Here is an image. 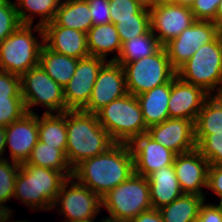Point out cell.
Returning <instances> with one entry per match:
<instances>
[{
    "label": "cell",
    "mask_w": 222,
    "mask_h": 222,
    "mask_svg": "<svg viewBox=\"0 0 222 222\" xmlns=\"http://www.w3.org/2000/svg\"><path fill=\"white\" fill-rule=\"evenodd\" d=\"M162 45L152 33L151 28L138 37H133L122 43L121 51L115 62L127 64L153 55Z\"/></svg>",
    "instance_id": "f546056e"
},
{
    "label": "cell",
    "mask_w": 222,
    "mask_h": 222,
    "mask_svg": "<svg viewBox=\"0 0 222 222\" xmlns=\"http://www.w3.org/2000/svg\"><path fill=\"white\" fill-rule=\"evenodd\" d=\"M128 94L123 67L115 62L105 63L97 76L87 106L83 111L96 114L113 100Z\"/></svg>",
    "instance_id": "4fadbf2b"
},
{
    "label": "cell",
    "mask_w": 222,
    "mask_h": 222,
    "mask_svg": "<svg viewBox=\"0 0 222 222\" xmlns=\"http://www.w3.org/2000/svg\"><path fill=\"white\" fill-rule=\"evenodd\" d=\"M173 166L183 193L205 196L209 162L197 149L176 155Z\"/></svg>",
    "instance_id": "ac0fdd59"
},
{
    "label": "cell",
    "mask_w": 222,
    "mask_h": 222,
    "mask_svg": "<svg viewBox=\"0 0 222 222\" xmlns=\"http://www.w3.org/2000/svg\"><path fill=\"white\" fill-rule=\"evenodd\" d=\"M106 60L88 56L78 60L74 76L63 88L66 110H83L90 99L94 83Z\"/></svg>",
    "instance_id": "7c38bea8"
},
{
    "label": "cell",
    "mask_w": 222,
    "mask_h": 222,
    "mask_svg": "<svg viewBox=\"0 0 222 222\" xmlns=\"http://www.w3.org/2000/svg\"><path fill=\"white\" fill-rule=\"evenodd\" d=\"M21 25L15 3L11 0L0 3V43Z\"/></svg>",
    "instance_id": "d590c367"
},
{
    "label": "cell",
    "mask_w": 222,
    "mask_h": 222,
    "mask_svg": "<svg viewBox=\"0 0 222 222\" xmlns=\"http://www.w3.org/2000/svg\"><path fill=\"white\" fill-rule=\"evenodd\" d=\"M58 204L61 206L57 210L66 219L63 222L92 219L102 210L101 198L88 187L74 182L73 177L68 178L61 186L52 210Z\"/></svg>",
    "instance_id": "30bf717a"
},
{
    "label": "cell",
    "mask_w": 222,
    "mask_h": 222,
    "mask_svg": "<svg viewBox=\"0 0 222 222\" xmlns=\"http://www.w3.org/2000/svg\"><path fill=\"white\" fill-rule=\"evenodd\" d=\"M38 140L50 146H57L64 154L67 146L65 112L38 115Z\"/></svg>",
    "instance_id": "4316f807"
},
{
    "label": "cell",
    "mask_w": 222,
    "mask_h": 222,
    "mask_svg": "<svg viewBox=\"0 0 222 222\" xmlns=\"http://www.w3.org/2000/svg\"><path fill=\"white\" fill-rule=\"evenodd\" d=\"M215 24L222 27V0L220 1L215 14Z\"/></svg>",
    "instance_id": "7dc6e473"
},
{
    "label": "cell",
    "mask_w": 222,
    "mask_h": 222,
    "mask_svg": "<svg viewBox=\"0 0 222 222\" xmlns=\"http://www.w3.org/2000/svg\"><path fill=\"white\" fill-rule=\"evenodd\" d=\"M195 142L209 165L222 166V134H195Z\"/></svg>",
    "instance_id": "1f68e13d"
},
{
    "label": "cell",
    "mask_w": 222,
    "mask_h": 222,
    "mask_svg": "<svg viewBox=\"0 0 222 222\" xmlns=\"http://www.w3.org/2000/svg\"><path fill=\"white\" fill-rule=\"evenodd\" d=\"M176 76L185 82L201 87L209 95L213 92L215 95L221 92L222 38L220 34L212 42L203 44L176 70Z\"/></svg>",
    "instance_id": "5b68a950"
},
{
    "label": "cell",
    "mask_w": 222,
    "mask_h": 222,
    "mask_svg": "<svg viewBox=\"0 0 222 222\" xmlns=\"http://www.w3.org/2000/svg\"><path fill=\"white\" fill-rule=\"evenodd\" d=\"M26 113L24 100H0V127L21 119Z\"/></svg>",
    "instance_id": "74e56055"
},
{
    "label": "cell",
    "mask_w": 222,
    "mask_h": 222,
    "mask_svg": "<svg viewBox=\"0 0 222 222\" xmlns=\"http://www.w3.org/2000/svg\"><path fill=\"white\" fill-rule=\"evenodd\" d=\"M96 222H119V221L107 216L106 218H104V219H102L100 221H96Z\"/></svg>",
    "instance_id": "681fc988"
},
{
    "label": "cell",
    "mask_w": 222,
    "mask_h": 222,
    "mask_svg": "<svg viewBox=\"0 0 222 222\" xmlns=\"http://www.w3.org/2000/svg\"><path fill=\"white\" fill-rule=\"evenodd\" d=\"M6 134H5V127H0V161L5 160L2 155L5 153L6 147Z\"/></svg>",
    "instance_id": "f6af8a7d"
},
{
    "label": "cell",
    "mask_w": 222,
    "mask_h": 222,
    "mask_svg": "<svg viewBox=\"0 0 222 222\" xmlns=\"http://www.w3.org/2000/svg\"><path fill=\"white\" fill-rule=\"evenodd\" d=\"M170 93L171 81L136 96L147 127L170 118L168 110Z\"/></svg>",
    "instance_id": "7402d4cb"
},
{
    "label": "cell",
    "mask_w": 222,
    "mask_h": 222,
    "mask_svg": "<svg viewBox=\"0 0 222 222\" xmlns=\"http://www.w3.org/2000/svg\"><path fill=\"white\" fill-rule=\"evenodd\" d=\"M221 0H195L191 11L195 20L213 21Z\"/></svg>",
    "instance_id": "f35d334b"
},
{
    "label": "cell",
    "mask_w": 222,
    "mask_h": 222,
    "mask_svg": "<svg viewBox=\"0 0 222 222\" xmlns=\"http://www.w3.org/2000/svg\"><path fill=\"white\" fill-rule=\"evenodd\" d=\"M21 25L0 43V70L22 76L39 65V54L44 44V29L35 24ZM38 32L41 42L34 37Z\"/></svg>",
    "instance_id": "8992f818"
},
{
    "label": "cell",
    "mask_w": 222,
    "mask_h": 222,
    "mask_svg": "<svg viewBox=\"0 0 222 222\" xmlns=\"http://www.w3.org/2000/svg\"><path fill=\"white\" fill-rule=\"evenodd\" d=\"M68 178L57 170L20 164L15 180L14 195L17 200L36 210H51L61 186Z\"/></svg>",
    "instance_id": "3957f363"
},
{
    "label": "cell",
    "mask_w": 222,
    "mask_h": 222,
    "mask_svg": "<svg viewBox=\"0 0 222 222\" xmlns=\"http://www.w3.org/2000/svg\"><path fill=\"white\" fill-rule=\"evenodd\" d=\"M195 134H222V100L209 95L194 123Z\"/></svg>",
    "instance_id": "4dcf8cb0"
},
{
    "label": "cell",
    "mask_w": 222,
    "mask_h": 222,
    "mask_svg": "<svg viewBox=\"0 0 222 222\" xmlns=\"http://www.w3.org/2000/svg\"><path fill=\"white\" fill-rule=\"evenodd\" d=\"M220 211H221V213H222V196H220V202L217 204V205H215Z\"/></svg>",
    "instance_id": "816d5d0a"
},
{
    "label": "cell",
    "mask_w": 222,
    "mask_h": 222,
    "mask_svg": "<svg viewBox=\"0 0 222 222\" xmlns=\"http://www.w3.org/2000/svg\"><path fill=\"white\" fill-rule=\"evenodd\" d=\"M138 1L149 8V3L151 2V0H138Z\"/></svg>",
    "instance_id": "f907efd6"
},
{
    "label": "cell",
    "mask_w": 222,
    "mask_h": 222,
    "mask_svg": "<svg viewBox=\"0 0 222 222\" xmlns=\"http://www.w3.org/2000/svg\"><path fill=\"white\" fill-rule=\"evenodd\" d=\"M134 158V173L148 177L168 165H173L176 154L154 141L146 133L136 137L130 144Z\"/></svg>",
    "instance_id": "2e32d148"
},
{
    "label": "cell",
    "mask_w": 222,
    "mask_h": 222,
    "mask_svg": "<svg viewBox=\"0 0 222 222\" xmlns=\"http://www.w3.org/2000/svg\"><path fill=\"white\" fill-rule=\"evenodd\" d=\"M121 43L145 34L150 28V15H135V19H117L115 24Z\"/></svg>",
    "instance_id": "836d02e7"
},
{
    "label": "cell",
    "mask_w": 222,
    "mask_h": 222,
    "mask_svg": "<svg viewBox=\"0 0 222 222\" xmlns=\"http://www.w3.org/2000/svg\"><path fill=\"white\" fill-rule=\"evenodd\" d=\"M217 96L222 100V91L217 94Z\"/></svg>",
    "instance_id": "11a10c76"
},
{
    "label": "cell",
    "mask_w": 222,
    "mask_h": 222,
    "mask_svg": "<svg viewBox=\"0 0 222 222\" xmlns=\"http://www.w3.org/2000/svg\"><path fill=\"white\" fill-rule=\"evenodd\" d=\"M130 222H163V219L158 209L151 208L143 211Z\"/></svg>",
    "instance_id": "7bdbcfd3"
},
{
    "label": "cell",
    "mask_w": 222,
    "mask_h": 222,
    "mask_svg": "<svg viewBox=\"0 0 222 222\" xmlns=\"http://www.w3.org/2000/svg\"><path fill=\"white\" fill-rule=\"evenodd\" d=\"M26 163L57 170L62 172L67 178L72 177L73 169L69 165L66 155L60 149H57V146H50L39 140L32 149Z\"/></svg>",
    "instance_id": "f1b7e54d"
},
{
    "label": "cell",
    "mask_w": 222,
    "mask_h": 222,
    "mask_svg": "<svg viewBox=\"0 0 222 222\" xmlns=\"http://www.w3.org/2000/svg\"><path fill=\"white\" fill-rule=\"evenodd\" d=\"M92 16V25L111 23L109 0H87Z\"/></svg>",
    "instance_id": "ab89813d"
},
{
    "label": "cell",
    "mask_w": 222,
    "mask_h": 222,
    "mask_svg": "<svg viewBox=\"0 0 222 222\" xmlns=\"http://www.w3.org/2000/svg\"><path fill=\"white\" fill-rule=\"evenodd\" d=\"M111 23L117 19H135V15H150L148 7L138 0H109Z\"/></svg>",
    "instance_id": "d6a6232c"
},
{
    "label": "cell",
    "mask_w": 222,
    "mask_h": 222,
    "mask_svg": "<svg viewBox=\"0 0 222 222\" xmlns=\"http://www.w3.org/2000/svg\"><path fill=\"white\" fill-rule=\"evenodd\" d=\"M96 116L115 143L130 144L136 137L147 132L148 127L139 102L130 93L110 102Z\"/></svg>",
    "instance_id": "277c9868"
},
{
    "label": "cell",
    "mask_w": 222,
    "mask_h": 222,
    "mask_svg": "<svg viewBox=\"0 0 222 222\" xmlns=\"http://www.w3.org/2000/svg\"><path fill=\"white\" fill-rule=\"evenodd\" d=\"M12 217V210H10L9 206L0 203V222H6L8 218Z\"/></svg>",
    "instance_id": "ee69618b"
},
{
    "label": "cell",
    "mask_w": 222,
    "mask_h": 222,
    "mask_svg": "<svg viewBox=\"0 0 222 222\" xmlns=\"http://www.w3.org/2000/svg\"><path fill=\"white\" fill-rule=\"evenodd\" d=\"M44 44L52 51L76 59L90 56L86 33L57 26L53 21L44 27Z\"/></svg>",
    "instance_id": "ffe728a7"
},
{
    "label": "cell",
    "mask_w": 222,
    "mask_h": 222,
    "mask_svg": "<svg viewBox=\"0 0 222 222\" xmlns=\"http://www.w3.org/2000/svg\"><path fill=\"white\" fill-rule=\"evenodd\" d=\"M195 0H175V4L179 6H184L191 8Z\"/></svg>",
    "instance_id": "c3c4849f"
},
{
    "label": "cell",
    "mask_w": 222,
    "mask_h": 222,
    "mask_svg": "<svg viewBox=\"0 0 222 222\" xmlns=\"http://www.w3.org/2000/svg\"><path fill=\"white\" fill-rule=\"evenodd\" d=\"M220 36H221V38H222V27H221V29H220Z\"/></svg>",
    "instance_id": "9f6ffc18"
},
{
    "label": "cell",
    "mask_w": 222,
    "mask_h": 222,
    "mask_svg": "<svg viewBox=\"0 0 222 222\" xmlns=\"http://www.w3.org/2000/svg\"><path fill=\"white\" fill-rule=\"evenodd\" d=\"M79 59L56 53L45 44L39 54V66L62 88L72 79Z\"/></svg>",
    "instance_id": "cb8c5ba5"
},
{
    "label": "cell",
    "mask_w": 222,
    "mask_h": 222,
    "mask_svg": "<svg viewBox=\"0 0 222 222\" xmlns=\"http://www.w3.org/2000/svg\"><path fill=\"white\" fill-rule=\"evenodd\" d=\"M152 208L160 209L169 205L183 193L173 165L151 173L148 177Z\"/></svg>",
    "instance_id": "44dd1931"
},
{
    "label": "cell",
    "mask_w": 222,
    "mask_h": 222,
    "mask_svg": "<svg viewBox=\"0 0 222 222\" xmlns=\"http://www.w3.org/2000/svg\"><path fill=\"white\" fill-rule=\"evenodd\" d=\"M20 164L9 162L7 159L0 161V203L11 200L14 195L15 180Z\"/></svg>",
    "instance_id": "e575fe53"
},
{
    "label": "cell",
    "mask_w": 222,
    "mask_h": 222,
    "mask_svg": "<svg viewBox=\"0 0 222 222\" xmlns=\"http://www.w3.org/2000/svg\"><path fill=\"white\" fill-rule=\"evenodd\" d=\"M120 65L124 70L127 91L134 96L168 83L176 76L164 46L153 55Z\"/></svg>",
    "instance_id": "ba28073f"
},
{
    "label": "cell",
    "mask_w": 222,
    "mask_h": 222,
    "mask_svg": "<svg viewBox=\"0 0 222 222\" xmlns=\"http://www.w3.org/2000/svg\"><path fill=\"white\" fill-rule=\"evenodd\" d=\"M53 22L57 26L87 33L93 26L87 0H62Z\"/></svg>",
    "instance_id": "d4e9b609"
},
{
    "label": "cell",
    "mask_w": 222,
    "mask_h": 222,
    "mask_svg": "<svg viewBox=\"0 0 222 222\" xmlns=\"http://www.w3.org/2000/svg\"><path fill=\"white\" fill-rule=\"evenodd\" d=\"M220 29L213 21L195 20L179 36L164 45L171 66L177 70L203 44L212 42L220 34Z\"/></svg>",
    "instance_id": "8fae6325"
},
{
    "label": "cell",
    "mask_w": 222,
    "mask_h": 222,
    "mask_svg": "<svg viewBox=\"0 0 222 222\" xmlns=\"http://www.w3.org/2000/svg\"><path fill=\"white\" fill-rule=\"evenodd\" d=\"M146 134L176 155L196 149L192 120L168 118L162 123L148 127Z\"/></svg>",
    "instance_id": "9a60e30c"
},
{
    "label": "cell",
    "mask_w": 222,
    "mask_h": 222,
    "mask_svg": "<svg viewBox=\"0 0 222 222\" xmlns=\"http://www.w3.org/2000/svg\"><path fill=\"white\" fill-rule=\"evenodd\" d=\"M86 38L90 56L107 60L108 53L115 51L117 55L110 59V61H115L121 51L122 43L113 23L92 26L86 33Z\"/></svg>",
    "instance_id": "603a6c76"
},
{
    "label": "cell",
    "mask_w": 222,
    "mask_h": 222,
    "mask_svg": "<svg viewBox=\"0 0 222 222\" xmlns=\"http://www.w3.org/2000/svg\"><path fill=\"white\" fill-rule=\"evenodd\" d=\"M175 4V0H151L149 8L158 7L163 5Z\"/></svg>",
    "instance_id": "bcb514c9"
},
{
    "label": "cell",
    "mask_w": 222,
    "mask_h": 222,
    "mask_svg": "<svg viewBox=\"0 0 222 222\" xmlns=\"http://www.w3.org/2000/svg\"><path fill=\"white\" fill-rule=\"evenodd\" d=\"M66 158L73 169L81 161L107 151L115 142L100 125L96 114L83 110L65 111Z\"/></svg>",
    "instance_id": "7a4b0ae2"
},
{
    "label": "cell",
    "mask_w": 222,
    "mask_h": 222,
    "mask_svg": "<svg viewBox=\"0 0 222 222\" xmlns=\"http://www.w3.org/2000/svg\"><path fill=\"white\" fill-rule=\"evenodd\" d=\"M133 173L130 145L115 143L104 153L81 161L73 168L72 177L102 198Z\"/></svg>",
    "instance_id": "6da1fadb"
},
{
    "label": "cell",
    "mask_w": 222,
    "mask_h": 222,
    "mask_svg": "<svg viewBox=\"0 0 222 222\" xmlns=\"http://www.w3.org/2000/svg\"><path fill=\"white\" fill-rule=\"evenodd\" d=\"M21 95L27 113L36 114L32 107L42 105L44 113L66 111L63 88L56 83L39 65L31 68L21 77Z\"/></svg>",
    "instance_id": "9c48e42d"
},
{
    "label": "cell",
    "mask_w": 222,
    "mask_h": 222,
    "mask_svg": "<svg viewBox=\"0 0 222 222\" xmlns=\"http://www.w3.org/2000/svg\"><path fill=\"white\" fill-rule=\"evenodd\" d=\"M207 188L216 196H222V166L209 165Z\"/></svg>",
    "instance_id": "60d3db41"
},
{
    "label": "cell",
    "mask_w": 222,
    "mask_h": 222,
    "mask_svg": "<svg viewBox=\"0 0 222 222\" xmlns=\"http://www.w3.org/2000/svg\"><path fill=\"white\" fill-rule=\"evenodd\" d=\"M110 218L130 222L143 211L152 208L148 178L133 173L101 198Z\"/></svg>",
    "instance_id": "52a82bcc"
},
{
    "label": "cell",
    "mask_w": 222,
    "mask_h": 222,
    "mask_svg": "<svg viewBox=\"0 0 222 222\" xmlns=\"http://www.w3.org/2000/svg\"><path fill=\"white\" fill-rule=\"evenodd\" d=\"M0 100H23L20 76L0 70Z\"/></svg>",
    "instance_id": "8d00e7d4"
},
{
    "label": "cell",
    "mask_w": 222,
    "mask_h": 222,
    "mask_svg": "<svg viewBox=\"0 0 222 222\" xmlns=\"http://www.w3.org/2000/svg\"><path fill=\"white\" fill-rule=\"evenodd\" d=\"M196 222H222V213L214 204L204 201Z\"/></svg>",
    "instance_id": "b9f144b4"
},
{
    "label": "cell",
    "mask_w": 222,
    "mask_h": 222,
    "mask_svg": "<svg viewBox=\"0 0 222 222\" xmlns=\"http://www.w3.org/2000/svg\"><path fill=\"white\" fill-rule=\"evenodd\" d=\"M205 199V196L184 193L158 210L163 222H196Z\"/></svg>",
    "instance_id": "484cf974"
},
{
    "label": "cell",
    "mask_w": 222,
    "mask_h": 222,
    "mask_svg": "<svg viewBox=\"0 0 222 222\" xmlns=\"http://www.w3.org/2000/svg\"><path fill=\"white\" fill-rule=\"evenodd\" d=\"M10 220L11 219L8 218V220L6 222H9ZM12 222H29V221H27V220H22V221L18 220V221H12Z\"/></svg>",
    "instance_id": "db71d44e"
},
{
    "label": "cell",
    "mask_w": 222,
    "mask_h": 222,
    "mask_svg": "<svg viewBox=\"0 0 222 222\" xmlns=\"http://www.w3.org/2000/svg\"><path fill=\"white\" fill-rule=\"evenodd\" d=\"M149 10L152 33L162 46L179 36L195 21L191 8L176 4L152 7Z\"/></svg>",
    "instance_id": "5bb4252c"
},
{
    "label": "cell",
    "mask_w": 222,
    "mask_h": 222,
    "mask_svg": "<svg viewBox=\"0 0 222 222\" xmlns=\"http://www.w3.org/2000/svg\"><path fill=\"white\" fill-rule=\"evenodd\" d=\"M60 2L61 0H16L14 3L22 25H32L34 16L39 15L37 25L44 27L54 20Z\"/></svg>",
    "instance_id": "83f0119b"
},
{
    "label": "cell",
    "mask_w": 222,
    "mask_h": 222,
    "mask_svg": "<svg viewBox=\"0 0 222 222\" xmlns=\"http://www.w3.org/2000/svg\"><path fill=\"white\" fill-rule=\"evenodd\" d=\"M209 96L201 87L175 76L171 80L168 103L169 117L192 120L194 123L205 99Z\"/></svg>",
    "instance_id": "d6986e66"
},
{
    "label": "cell",
    "mask_w": 222,
    "mask_h": 222,
    "mask_svg": "<svg viewBox=\"0 0 222 222\" xmlns=\"http://www.w3.org/2000/svg\"><path fill=\"white\" fill-rule=\"evenodd\" d=\"M74 222H96V221H95V218H92V219L79 220V221H74Z\"/></svg>",
    "instance_id": "f5cc1de1"
},
{
    "label": "cell",
    "mask_w": 222,
    "mask_h": 222,
    "mask_svg": "<svg viewBox=\"0 0 222 222\" xmlns=\"http://www.w3.org/2000/svg\"><path fill=\"white\" fill-rule=\"evenodd\" d=\"M5 134L11 161L18 164L26 162L38 141V114L26 113L6 126Z\"/></svg>",
    "instance_id": "e0dca14e"
}]
</instances>
